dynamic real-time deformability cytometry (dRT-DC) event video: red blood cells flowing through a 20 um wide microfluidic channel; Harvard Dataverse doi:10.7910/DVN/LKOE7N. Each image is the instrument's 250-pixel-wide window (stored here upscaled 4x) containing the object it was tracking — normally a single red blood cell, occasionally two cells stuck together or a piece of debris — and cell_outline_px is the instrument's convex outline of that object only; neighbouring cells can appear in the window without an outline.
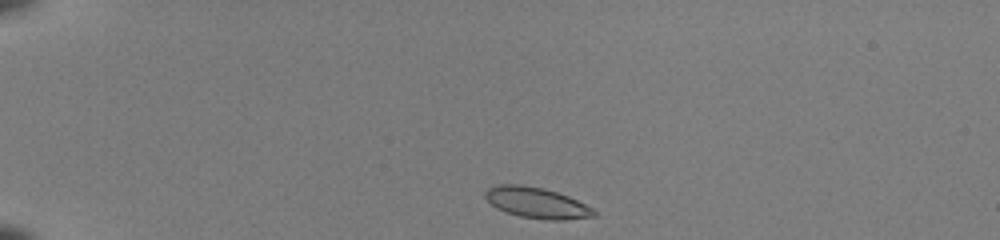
{"species": "common noctule bat (a hibernating species)", "species_latin": "Nyctalus noctula", "temperature_condition": "room temperature", "stored_images_in_passage": 40, "camera_frame_rate_fps": 3000, "um_per_image_px": 0.085, "animal": {"sex": "female", "body_mass_g": 22.0, "forearm_length_mm": 56.7}, "frame": {"image": 1, "passage_image": 1, "time_ms": 0.0, "image_size_px": [1000, 240], "cell_outline_px": [[596, 216], [564, 220], [544, 220], [520, 216], [504, 212], [496, 208], [484, 196], [484, 192], [488, 188], [500, 184], [520, 184], [544, 188], [568, 196], [592, 208], [596, 212]], "centroid_in_image_um": [45.6, 17.24], "position_along_channel_um": 39.4, "area_um2": 19.54}}
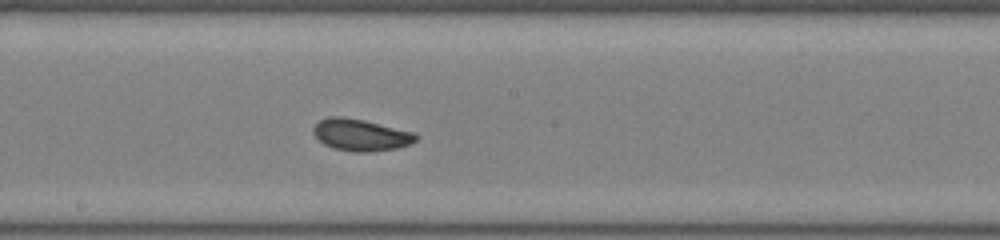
{"frame": {"image": 2, "passage_image": 19, "time_ms": 6.0, "image_size_px": [1000, 240], "cell_outline_px": [[420, 136], [412, 144], [396, 148], [368, 152], [356, 152], [332, 148], [324, 144], [312, 132], [312, 128], [320, 120], [328, 116], [344, 116], [364, 120], [416, 132]], "centroid_in_image_um": [30.69, 11.46], "position_along_channel_um": 217.5, "area_um2": 19.25}}
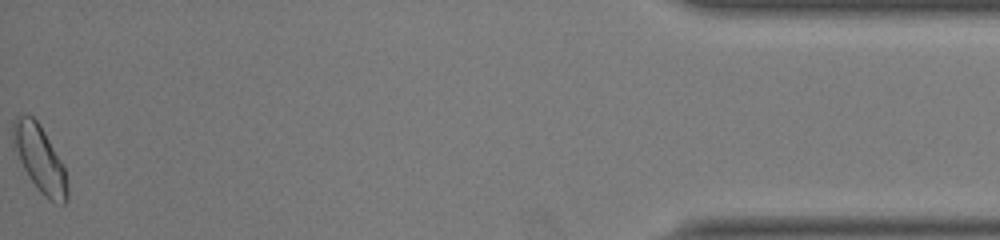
{"frame": {"image": 3, "passage_image": 40, "time_ms": 13.0, "image_size_px": [1000, 240], "cell_outline_px": [[68, 200], [64, 204], [60, 204], [48, 200], [40, 192], [28, 176], [12, 144], [12, 120], [16, 116], [32, 116], [40, 124], [64, 168], [68, 188]], "centroid_in_image_um": [3.36, 13.51], "position_along_channel_um": 431.8, "area_um2": 20.81}, "authors_computed_cell_mechanics": {"area_um2": 19.074, "velocity_mm_per_s": 4.0676, "shape_relaxation_time_tau1_ms": 2.6382, "shape_relaxation_time_tau2_ms": 2.2945, "deformation_change_tau1": 0.0719, "deformation_change_tau2": 0.0493}}